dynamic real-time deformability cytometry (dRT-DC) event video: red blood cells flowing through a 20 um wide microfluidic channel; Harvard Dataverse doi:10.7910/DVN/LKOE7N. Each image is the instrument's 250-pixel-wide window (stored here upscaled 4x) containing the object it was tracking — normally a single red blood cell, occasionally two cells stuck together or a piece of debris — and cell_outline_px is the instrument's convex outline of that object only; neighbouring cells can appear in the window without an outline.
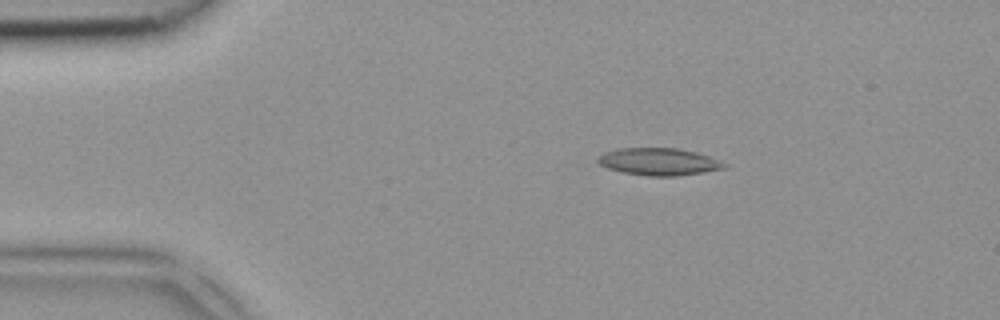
{"species": "common noctule bat (a hibernating species)", "species_latin": "Nyctalus noctula", "temperature_condition": "room temperature", "stored_images_in_passage": 4, "camera_frame_rate_fps": 3000, "um_per_image_px": 0.085, "animal": {"sex": "female", "body_mass_g": 18.4}, "frame": {"image": 1, "passage_image": 2, "time_ms": 0.333, "image_size_px": [1000, 320], "cell_outline_px": [[728, 164], [724, 168], [704, 172], [676, 176], [648, 176], [624, 172], [608, 168], [600, 164], [596, 160], [596, 156], [604, 152], [616, 148], [680, 148], [696, 152], [708, 156]], "centroid_in_image_um": [55.97, 13.73], "position_along_channel_um": 29.0, "area_um2": 20.11}}
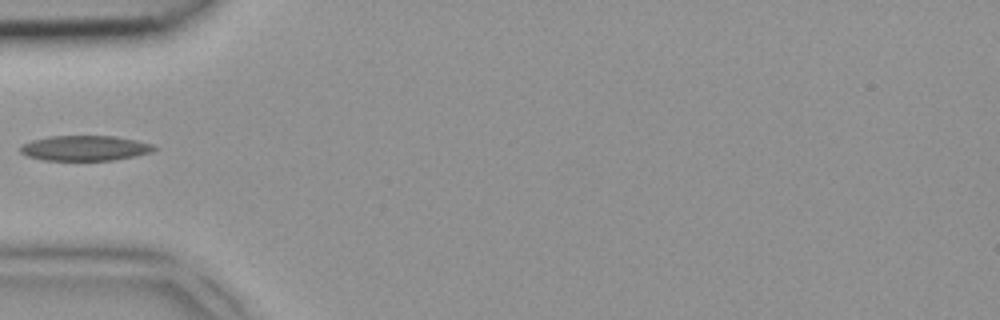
{"frame": {"image": 2, "passage_image": 4, "time_ms": 1.0, "image_size_px": [1000, 320], "cell_outline_px": [[156, 148], [152, 152], [136, 156], [112, 160], [44, 160], [28, 156], [20, 152], [20, 148], [24, 144], [32, 140], [48, 136], [116, 136], [136, 140], [152, 144]], "centroid_in_image_um": [7.24, 12.59], "position_along_channel_um": 77.8, "area_um2": 19.54}}